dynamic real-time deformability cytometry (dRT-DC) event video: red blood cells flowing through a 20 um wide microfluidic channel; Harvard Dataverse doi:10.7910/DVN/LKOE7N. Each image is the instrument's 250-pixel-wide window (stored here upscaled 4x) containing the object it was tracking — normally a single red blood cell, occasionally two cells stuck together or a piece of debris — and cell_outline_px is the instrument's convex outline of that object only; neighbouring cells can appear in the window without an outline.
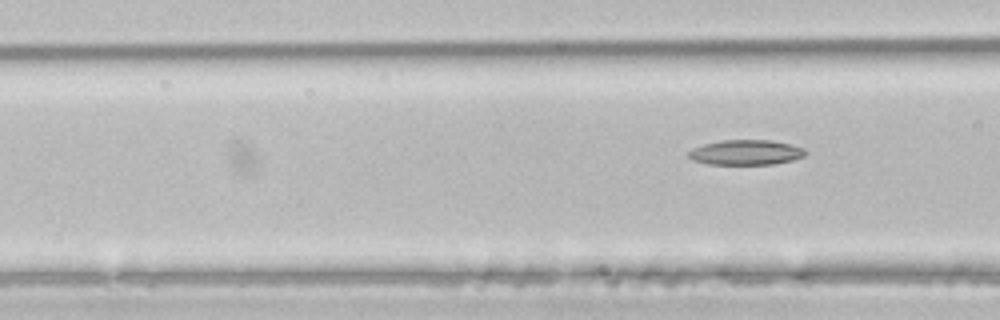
{"species": "common noctule bat (a hibernating species)", "species_latin": "Nyctalus noctula", "temperature_condition": "room temperature", "stored_images_in_passage": 6, "camera_frame_rate_fps": 3000, "um_per_image_px": 0.085, "animal": {"sex": "male", "body_mass_g": 21.5, "forearm_length_mm": 52.0}, "frame": {"image": 1, "passage_image": 6, "time_ms": 1.667, "image_size_px": [1000, 320], "cell_outline_px": [[804, 156], [792, 160], [772, 164], [708, 164], [692, 160], [688, 156], [688, 152], [692, 148], [704, 144], [720, 140], [772, 140], [792, 144], [804, 148]], "centroid_in_image_um": [63.38, 12.95], "position_along_channel_um": 103.2, "area_um2": 17.05}}